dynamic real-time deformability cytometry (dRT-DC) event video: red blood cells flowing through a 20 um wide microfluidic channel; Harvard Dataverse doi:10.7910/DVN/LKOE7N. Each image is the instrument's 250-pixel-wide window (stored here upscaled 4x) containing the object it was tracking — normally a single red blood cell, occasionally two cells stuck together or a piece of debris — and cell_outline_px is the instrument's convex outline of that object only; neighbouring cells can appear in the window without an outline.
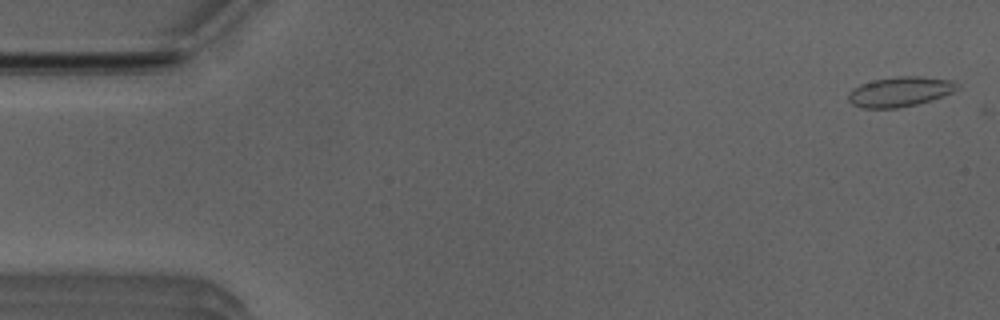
{"species": "Egyptian fruit bat (a non-hibernating species)", "species_latin": "Rousettus aegyptiacus", "temperature_condition": "room temperature", "stored_images_in_passage": 4, "camera_frame_rate_fps": 3000, "um_per_image_px": 0.085, "animal": {"sex": "male"}, "frame": {"image": 1, "passage_image": 2, "time_ms": 0.333, "image_size_px": [1000, 320], "cell_outline_px": [[960, 88], [944, 96], [932, 100], [900, 108], [860, 108], [852, 104], [848, 100], [848, 92], [852, 88], [860, 84], [876, 80], [900, 76], [916, 76], [952, 80], [960, 84]], "centroid_in_image_um": [76.5, 7.8], "position_along_channel_um": 8.5, "area_um2": 19.07}}